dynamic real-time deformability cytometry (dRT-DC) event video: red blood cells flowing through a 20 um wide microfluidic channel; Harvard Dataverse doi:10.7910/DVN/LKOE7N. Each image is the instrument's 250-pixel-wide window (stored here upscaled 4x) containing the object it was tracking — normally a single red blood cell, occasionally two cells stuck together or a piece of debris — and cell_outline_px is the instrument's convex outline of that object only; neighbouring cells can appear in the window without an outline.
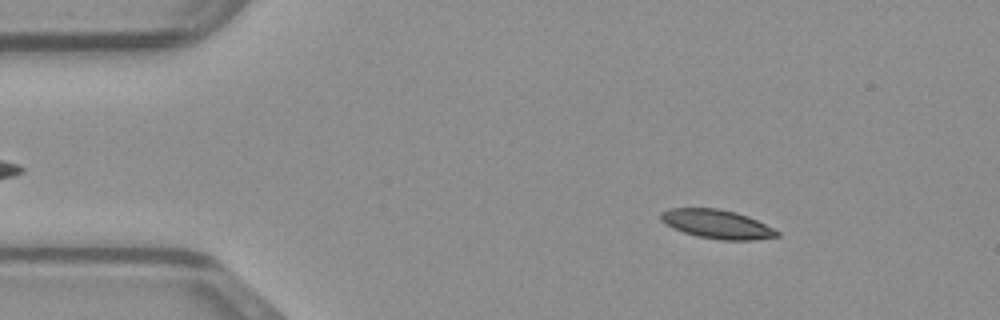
{"species": "common noctule bat (a hibernating species)", "species_latin": "Nyctalus noctula", "temperature_condition": "warm", "stored_images_in_passage": 27, "camera_frame_rate_fps": 3000, "um_per_image_px": 0.085, "animal": {"sex": "male", "body_mass_g": 23.1, "forearm_length_mm": 52.7}, "frame": {"image": 1, "passage_image": 6, "time_ms": 1.667, "image_size_px": [1000, 320], "cell_outline_px": [[780, 236], [752, 240], [720, 240], [696, 236], [672, 228], [664, 224], [660, 220], [660, 212], [668, 208], [720, 208], [736, 212], [748, 216], [780, 232]], "centroid_in_image_um": [60.9, 19.04], "position_along_channel_um": 24.1, "area_um2": 19.71}}
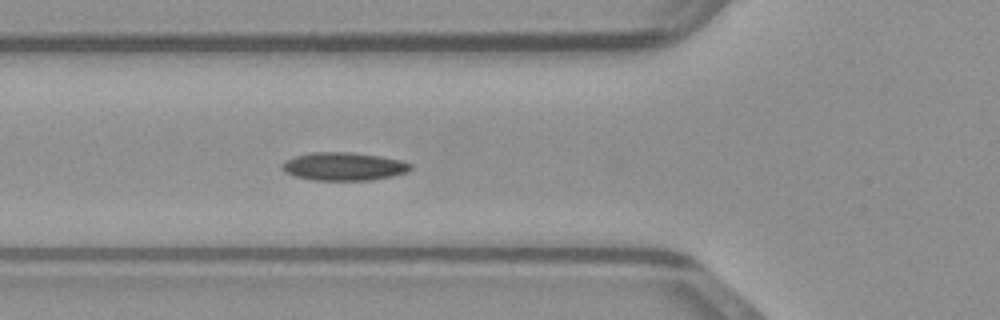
{"frame": {"image": 2, "passage_image": 16, "time_ms": 5.0, "image_size_px": [1000, 320], "cell_outline_px": [[412, 168], [408, 172], [392, 176], [372, 180], [312, 180], [296, 176], [284, 172], [280, 168], [280, 164], [284, 160], [296, 156], [312, 152], [352, 152], [380, 156], [400, 160], [412, 164]], "centroid_in_image_um": [29.2, 14.14], "position_along_channel_um": 96.6, "area_um2": 21.21}}
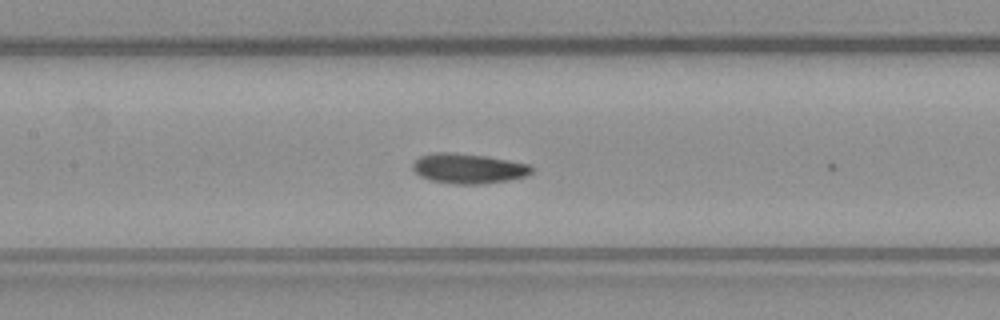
{"frame": {"image": 3, "passage_image": 21, "time_ms": 6.667, "image_size_px": [1000, 320], "cell_outline_px": [[532, 172], [528, 176], [508, 180], [480, 184], [456, 184], [432, 180], [420, 176], [412, 168], [412, 164], [420, 156], [432, 152], [452, 152], [488, 156], [528, 164], [532, 168]], "centroid_in_image_um": [39.81, 14.31], "position_along_channel_um": 167.6, "area_um2": 20.75}}